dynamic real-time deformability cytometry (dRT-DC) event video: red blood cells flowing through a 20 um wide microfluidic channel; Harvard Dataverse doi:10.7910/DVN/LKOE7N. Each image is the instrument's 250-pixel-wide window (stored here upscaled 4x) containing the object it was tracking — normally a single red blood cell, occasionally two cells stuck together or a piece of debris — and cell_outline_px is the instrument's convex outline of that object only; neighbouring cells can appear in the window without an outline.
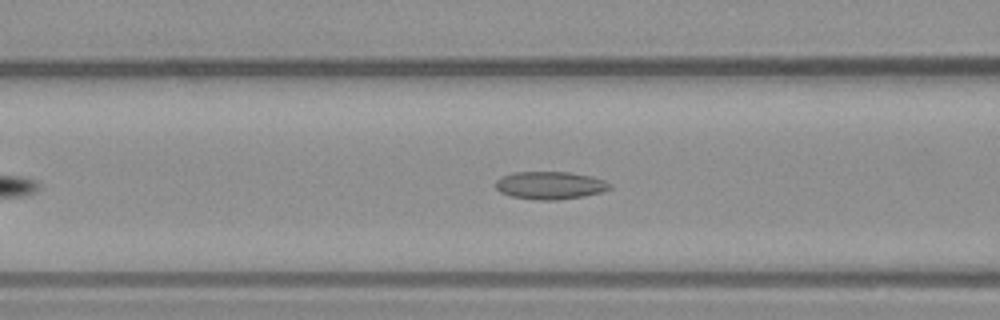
{"species": "common noctule bat (a hibernating species)", "species_latin": "Nyctalus noctula", "temperature_condition": "warm", "stored_images_in_passage": 46, "camera_frame_rate_fps": 3000, "um_per_image_px": 0.085, "animal": {"sex": "male", "body_mass_g": 23.1, "forearm_length_mm": 52.7}, "frame": {"image": 1, "passage_image": 13, "time_ms": 4.0, "image_size_px": [1000, 320], "cell_outline_px": [[612, 188], [600, 192], [584, 196], [556, 200], [536, 200], [512, 196], [500, 192], [496, 188], [496, 180], [500, 176], [516, 172], [572, 172], [592, 176], [604, 180], [612, 184]], "centroid_in_image_um": [46.77, 15.75], "position_along_channel_um": 119.8, "area_um2": 18.55}}
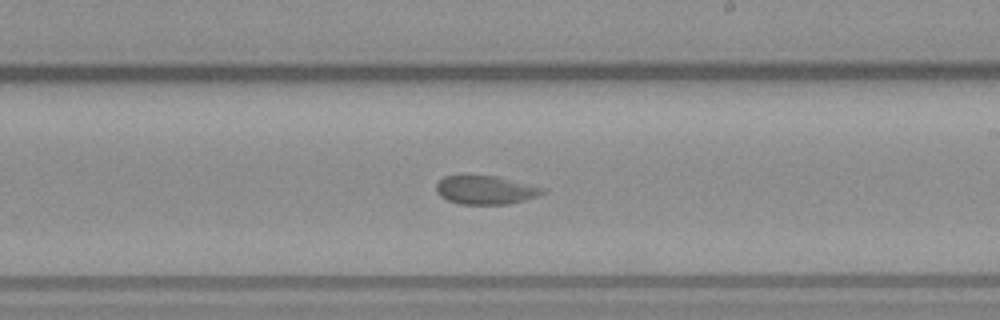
{"frame": {"image": 2, "passage_image": 23, "time_ms": 7.333, "image_size_px": [1000, 320], "cell_outline_px": [[548, 192], [524, 200], [508, 204], [460, 204], [448, 200], [440, 196], [436, 192], [436, 184], [444, 176], [464, 172], [496, 176], [548, 188]], "centroid_in_image_um": [41.25, 16.1], "position_along_channel_um": 247.7, "area_um2": 18.5}}
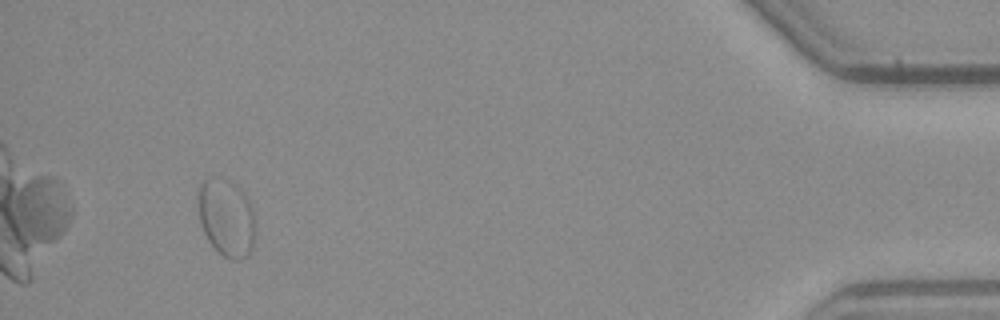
{"frame": {"image": 3, "passage_image": 42, "time_ms": 13.667, "image_size_px": [1000, 320], "cell_outline_px": [[256, 236], [252, 248], [248, 256], [240, 260], [232, 260], [224, 256], [208, 240], [200, 224], [196, 196], [200, 184], [204, 180], [212, 176], [220, 176], [236, 184], [244, 192], [252, 208], [256, 224]], "centroid_in_image_um": [19.25, 18.47], "position_along_channel_um": 415.9, "area_um2": 26.59}}